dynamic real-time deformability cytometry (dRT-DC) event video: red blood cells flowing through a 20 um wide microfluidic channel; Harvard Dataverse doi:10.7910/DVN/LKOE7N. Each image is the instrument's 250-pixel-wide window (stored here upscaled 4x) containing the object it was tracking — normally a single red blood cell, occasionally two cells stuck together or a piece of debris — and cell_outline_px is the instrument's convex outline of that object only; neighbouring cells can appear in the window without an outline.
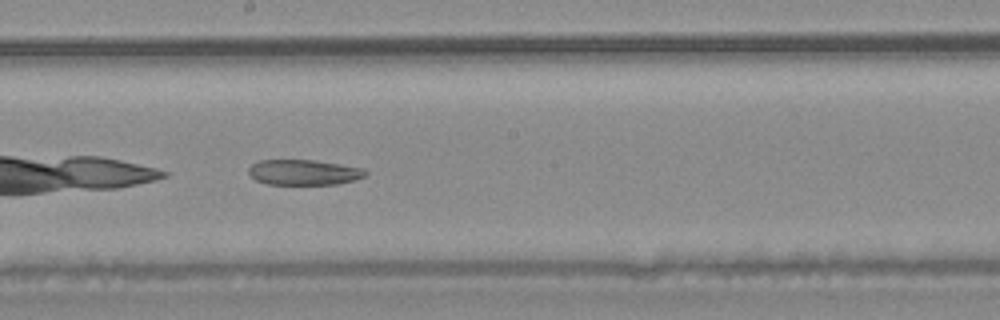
{"species": "common noctule bat (a hibernating species)", "species_latin": "Nyctalus noctula", "temperature_condition": "warm", "stored_images_in_passage": 30, "camera_frame_rate_fps": 3000, "um_per_image_px": 0.085, "animal": {"sex": "male", "body_mass_g": 20.4}, "frame": {"image": 1, "passage_image": 13, "time_ms": 4.0, "image_size_px": [1000, 320], "cell_outline_px": [[368, 172], [364, 176], [352, 180], [336, 184], [268, 184], [256, 180], [248, 172], [248, 168], [252, 164], [260, 160], [316, 160], [364, 168]], "centroid_in_image_um": [25.82, 14.64], "position_along_channel_um": 222.4, "area_um2": 17.17}, "authors_computed_cell_mechanics": {"area_um2": 19.8254, "velocity_mm_per_s": 4.1008, "shape_relaxation_time_tau1_ms": null, "shape_relaxation_time_tau2_ms": 2.5525, "deformation_change_tau1": null, "deformation_change_tau2": 0.0707}}